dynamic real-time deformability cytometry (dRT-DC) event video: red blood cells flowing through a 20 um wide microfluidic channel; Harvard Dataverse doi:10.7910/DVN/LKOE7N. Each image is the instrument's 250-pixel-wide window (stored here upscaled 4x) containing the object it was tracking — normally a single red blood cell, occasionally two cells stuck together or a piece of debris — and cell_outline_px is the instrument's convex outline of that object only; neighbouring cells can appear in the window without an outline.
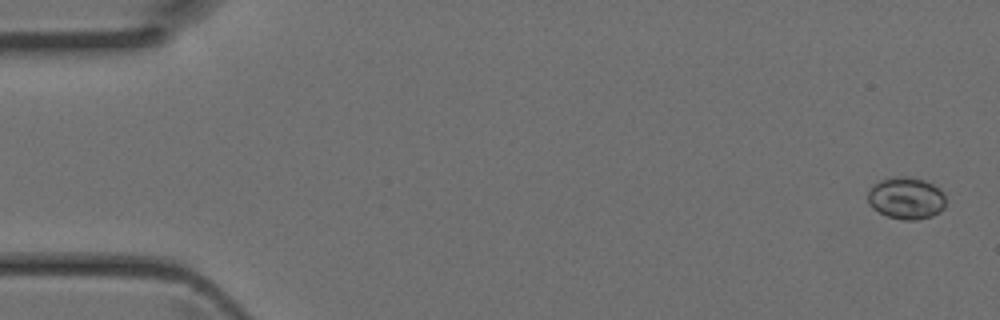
{"species": "Egyptian fruit bat (a non-hibernating species)", "species_latin": "Rousettus aegyptiacus", "temperature_condition": "room temperature", "stored_images_in_passage": 4, "camera_frame_rate_fps": 3000, "um_per_image_px": 0.085, "animal": {"sex": "female"}, "frame": {"image": 1, "passage_image": 4, "time_ms": 1.0, "image_size_px": [1000, 320], "cell_outline_px": [[944, 208], [940, 212], [932, 216], [916, 220], [904, 220], [888, 216], [872, 208], [868, 204], [868, 192], [872, 184], [880, 180], [892, 176], [908, 176], [924, 180], [932, 184], [944, 192]], "centroid_in_image_um": [77.01, 16.83], "position_along_channel_um": 8.0, "area_um2": 19.25}}